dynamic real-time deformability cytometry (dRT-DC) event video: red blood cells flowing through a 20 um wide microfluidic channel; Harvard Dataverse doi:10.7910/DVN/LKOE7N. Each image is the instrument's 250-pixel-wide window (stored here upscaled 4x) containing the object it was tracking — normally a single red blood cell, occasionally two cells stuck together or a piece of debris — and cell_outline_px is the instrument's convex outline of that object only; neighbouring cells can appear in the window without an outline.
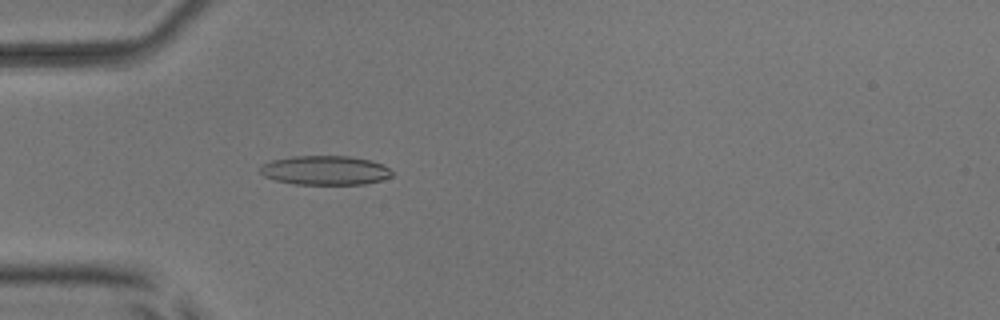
{"species": "common noctule bat (a hibernating species)", "species_latin": "Nyctalus noctula", "temperature_condition": "room temperature", "stored_images_in_passage": 53, "camera_frame_rate_fps": 3000, "um_per_image_px": 0.085, "animal": {"sex": "male", "body_mass_g": 17.9, "forearm_length_mm": 54.2}, "frame": {"image": 1, "passage_image": 17, "time_ms": 5.333, "image_size_px": [1000, 320], "cell_outline_px": [[396, 172], [392, 176], [380, 180], [364, 184], [292, 184], [276, 180], [264, 176], [260, 172], [260, 164], [272, 160], [292, 156], [348, 156], [372, 160]], "centroid_in_image_um": [27.63, 14.47], "position_along_channel_um": 57.4, "area_um2": 22.54}}
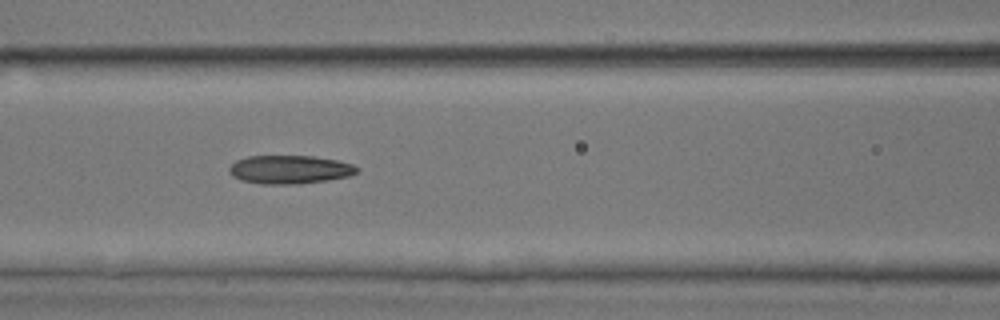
{"frame": {"image": 2, "passage_image": 24, "time_ms": 7.667, "image_size_px": [1000, 320], "cell_outline_px": [[356, 172], [348, 176], [328, 180], [300, 184], [264, 184], [240, 180], [232, 176], [228, 172], [228, 168], [236, 160], [248, 156], [312, 156], [336, 160], [352, 164], [356, 168]], "centroid_in_image_um": [24.56, 14.41], "position_along_channel_um": 142.0, "area_um2": 21.1}}
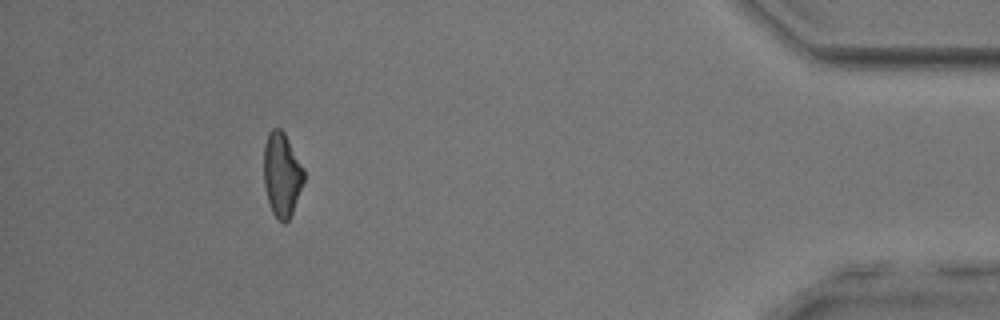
{"frame": {"image": 3, "passage_image": 49, "time_ms": 16.0, "image_size_px": [1000, 320], "cell_outline_px": [[304, 180], [292, 212], [288, 220], [284, 224], [272, 212], [268, 200], [264, 184], [264, 144], [268, 132], [272, 128], [280, 128], [284, 132], [304, 168]], "centroid_in_image_um": [23.95, 14.8], "position_along_channel_um": 411.3, "area_um2": 19.48}, "authors_computed_cell_mechanics": {"area_um2": 21.097, "velocity_mm_per_s": 3.9161, "shape_relaxation_time_tau1_ms": null, "shape_relaxation_time_tau2_ms": 3.5296, "deformation_change_tau1": null, "deformation_change_tau2": 0.1225}}